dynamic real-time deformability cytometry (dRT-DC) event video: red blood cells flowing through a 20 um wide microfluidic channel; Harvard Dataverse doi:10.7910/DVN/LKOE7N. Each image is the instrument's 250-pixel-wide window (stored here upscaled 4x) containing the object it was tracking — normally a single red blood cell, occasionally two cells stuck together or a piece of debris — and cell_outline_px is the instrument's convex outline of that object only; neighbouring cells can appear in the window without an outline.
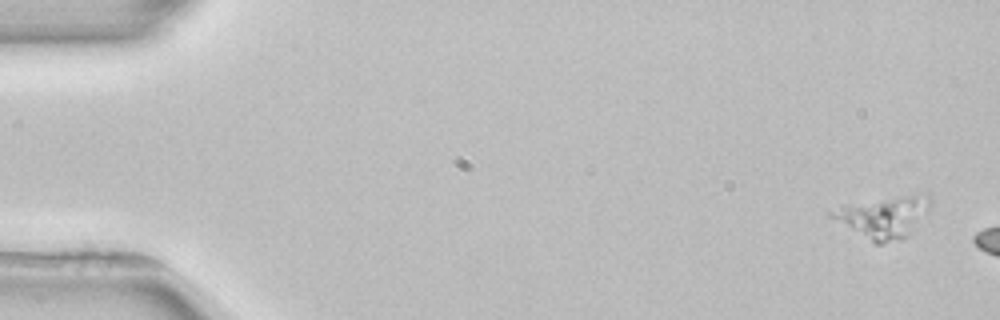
{"species": "common noctule bat (a hibernating species)", "species_latin": "Nyctalus noctula", "temperature_condition": "room temperature", "stored_images_in_passage": 3, "camera_frame_rate_fps": 3000, "um_per_image_px": 0.085, "animal": {"sex": "female", "body_mass_g": 22.7, "forearm_length_mm": 54.2}, "frame": {"image": 1, "passage_image": 1, "time_ms": 0.0, "image_size_px": [1000, 320], "cell_outline_px": [[932, 200], [908, 236], [904, 240], [880, 244], [876, 244], [828, 216], [828, 208], [904, 196], [932, 196]], "centroid_in_image_um": [75.02, 18.49], "position_along_channel_um": 10.0, "area_um2": 22.89}}